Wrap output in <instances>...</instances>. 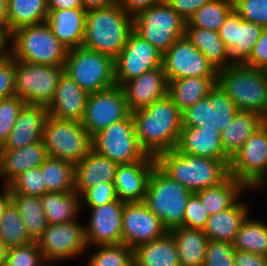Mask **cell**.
Instances as JSON below:
<instances>
[{"instance_id":"cell-14","label":"cell","mask_w":267,"mask_h":266,"mask_svg":"<svg viewBox=\"0 0 267 266\" xmlns=\"http://www.w3.org/2000/svg\"><path fill=\"white\" fill-rule=\"evenodd\" d=\"M238 111L216 83L207 97L182 112L183 127L217 128L221 132L233 121Z\"/></svg>"},{"instance_id":"cell-58","label":"cell","mask_w":267,"mask_h":266,"mask_svg":"<svg viewBox=\"0 0 267 266\" xmlns=\"http://www.w3.org/2000/svg\"><path fill=\"white\" fill-rule=\"evenodd\" d=\"M117 0H82V4L86 11L91 9H98L108 7L114 4Z\"/></svg>"},{"instance_id":"cell-17","label":"cell","mask_w":267,"mask_h":266,"mask_svg":"<svg viewBox=\"0 0 267 266\" xmlns=\"http://www.w3.org/2000/svg\"><path fill=\"white\" fill-rule=\"evenodd\" d=\"M162 67L169 80L186 77H217V70L184 36L163 54Z\"/></svg>"},{"instance_id":"cell-61","label":"cell","mask_w":267,"mask_h":266,"mask_svg":"<svg viewBox=\"0 0 267 266\" xmlns=\"http://www.w3.org/2000/svg\"><path fill=\"white\" fill-rule=\"evenodd\" d=\"M7 253L8 247L0 240V266L4 265Z\"/></svg>"},{"instance_id":"cell-13","label":"cell","mask_w":267,"mask_h":266,"mask_svg":"<svg viewBox=\"0 0 267 266\" xmlns=\"http://www.w3.org/2000/svg\"><path fill=\"white\" fill-rule=\"evenodd\" d=\"M36 243L43 258L50 266H57L58 262L74 259L88 250L84 225L80 221L61 224H48Z\"/></svg>"},{"instance_id":"cell-46","label":"cell","mask_w":267,"mask_h":266,"mask_svg":"<svg viewBox=\"0 0 267 266\" xmlns=\"http://www.w3.org/2000/svg\"><path fill=\"white\" fill-rule=\"evenodd\" d=\"M25 101L14 95L0 99V148L8 139Z\"/></svg>"},{"instance_id":"cell-1","label":"cell","mask_w":267,"mask_h":266,"mask_svg":"<svg viewBox=\"0 0 267 266\" xmlns=\"http://www.w3.org/2000/svg\"><path fill=\"white\" fill-rule=\"evenodd\" d=\"M142 149L152 157L176 148L183 127L182 111L166 95L131 113Z\"/></svg>"},{"instance_id":"cell-53","label":"cell","mask_w":267,"mask_h":266,"mask_svg":"<svg viewBox=\"0 0 267 266\" xmlns=\"http://www.w3.org/2000/svg\"><path fill=\"white\" fill-rule=\"evenodd\" d=\"M186 21L204 4L212 0H165Z\"/></svg>"},{"instance_id":"cell-21","label":"cell","mask_w":267,"mask_h":266,"mask_svg":"<svg viewBox=\"0 0 267 266\" xmlns=\"http://www.w3.org/2000/svg\"><path fill=\"white\" fill-rule=\"evenodd\" d=\"M156 165L155 157L150 155L140 161L119 164L114 179L117 198L125 203L143 202L149 177Z\"/></svg>"},{"instance_id":"cell-20","label":"cell","mask_w":267,"mask_h":266,"mask_svg":"<svg viewBox=\"0 0 267 266\" xmlns=\"http://www.w3.org/2000/svg\"><path fill=\"white\" fill-rule=\"evenodd\" d=\"M168 83L162 66L125 82L121 88L130 113L145 109L153 102L165 97L168 94Z\"/></svg>"},{"instance_id":"cell-35","label":"cell","mask_w":267,"mask_h":266,"mask_svg":"<svg viewBox=\"0 0 267 266\" xmlns=\"http://www.w3.org/2000/svg\"><path fill=\"white\" fill-rule=\"evenodd\" d=\"M245 190L249 191L242 182L230 175L219 185L200 190L195 194L200 198L207 213L212 215L232 207L240 200Z\"/></svg>"},{"instance_id":"cell-33","label":"cell","mask_w":267,"mask_h":266,"mask_svg":"<svg viewBox=\"0 0 267 266\" xmlns=\"http://www.w3.org/2000/svg\"><path fill=\"white\" fill-rule=\"evenodd\" d=\"M217 77H186L169 80L168 96L183 112L209 95L216 85Z\"/></svg>"},{"instance_id":"cell-7","label":"cell","mask_w":267,"mask_h":266,"mask_svg":"<svg viewBox=\"0 0 267 266\" xmlns=\"http://www.w3.org/2000/svg\"><path fill=\"white\" fill-rule=\"evenodd\" d=\"M64 73L89 94L116 85L114 58L83 46L68 49Z\"/></svg>"},{"instance_id":"cell-51","label":"cell","mask_w":267,"mask_h":266,"mask_svg":"<svg viewBox=\"0 0 267 266\" xmlns=\"http://www.w3.org/2000/svg\"><path fill=\"white\" fill-rule=\"evenodd\" d=\"M14 58H0V99L14 96Z\"/></svg>"},{"instance_id":"cell-8","label":"cell","mask_w":267,"mask_h":266,"mask_svg":"<svg viewBox=\"0 0 267 266\" xmlns=\"http://www.w3.org/2000/svg\"><path fill=\"white\" fill-rule=\"evenodd\" d=\"M42 140L49 157L79 163L92 150V136L79 121L47 116Z\"/></svg>"},{"instance_id":"cell-60","label":"cell","mask_w":267,"mask_h":266,"mask_svg":"<svg viewBox=\"0 0 267 266\" xmlns=\"http://www.w3.org/2000/svg\"><path fill=\"white\" fill-rule=\"evenodd\" d=\"M0 23H8L7 0H0Z\"/></svg>"},{"instance_id":"cell-27","label":"cell","mask_w":267,"mask_h":266,"mask_svg":"<svg viewBox=\"0 0 267 266\" xmlns=\"http://www.w3.org/2000/svg\"><path fill=\"white\" fill-rule=\"evenodd\" d=\"M119 164L93 149L75 164L74 191L81 195L86 189L105 182L114 183Z\"/></svg>"},{"instance_id":"cell-25","label":"cell","mask_w":267,"mask_h":266,"mask_svg":"<svg viewBox=\"0 0 267 266\" xmlns=\"http://www.w3.org/2000/svg\"><path fill=\"white\" fill-rule=\"evenodd\" d=\"M179 152L217 160H230L217 128L182 127L176 146Z\"/></svg>"},{"instance_id":"cell-62","label":"cell","mask_w":267,"mask_h":266,"mask_svg":"<svg viewBox=\"0 0 267 266\" xmlns=\"http://www.w3.org/2000/svg\"><path fill=\"white\" fill-rule=\"evenodd\" d=\"M264 70H265V73H266V76H267V66L264 68Z\"/></svg>"},{"instance_id":"cell-50","label":"cell","mask_w":267,"mask_h":266,"mask_svg":"<svg viewBox=\"0 0 267 266\" xmlns=\"http://www.w3.org/2000/svg\"><path fill=\"white\" fill-rule=\"evenodd\" d=\"M208 219L209 214L202 205L200 198L192 193L186 206L183 227L203 230Z\"/></svg>"},{"instance_id":"cell-36","label":"cell","mask_w":267,"mask_h":266,"mask_svg":"<svg viewBox=\"0 0 267 266\" xmlns=\"http://www.w3.org/2000/svg\"><path fill=\"white\" fill-rule=\"evenodd\" d=\"M80 199L75 191L45 193L40 200L47 223L61 224L78 220L76 218L82 210Z\"/></svg>"},{"instance_id":"cell-41","label":"cell","mask_w":267,"mask_h":266,"mask_svg":"<svg viewBox=\"0 0 267 266\" xmlns=\"http://www.w3.org/2000/svg\"><path fill=\"white\" fill-rule=\"evenodd\" d=\"M233 10V0H212L189 17L185 27H197L218 32Z\"/></svg>"},{"instance_id":"cell-28","label":"cell","mask_w":267,"mask_h":266,"mask_svg":"<svg viewBox=\"0 0 267 266\" xmlns=\"http://www.w3.org/2000/svg\"><path fill=\"white\" fill-rule=\"evenodd\" d=\"M48 11L46 23L56 38L68 49L81 47L87 11L84 8Z\"/></svg>"},{"instance_id":"cell-40","label":"cell","mask_w":267,"mask_h":266,"mask_svg":"<svg viewBox=\"0 0 267 266\" xmlns=\"http://www.w3.org/2000/svg\"><path fill=\"white\" fill-rule=\"evenodd\" d=\"M243 221L233 241L235 250L267 256V224L249 218Z\"/></svg>"},{"instance_id":"cell-3","label":"cell","mask_w":267,"mask_h":266,"mask_svg":"<svg viewBox=\"0 0 267 266\" xmlns=\"http://www.w3.org/2000/svg\"><path fill=\"white\" fill-rule=\"evenodd\" d=\"M132 31L133 17L116 1L108 7L87 11L82 46L115 59Z\"/></svg>"},{"instance_id":"cell-22","label":"cell","mask_w":267,"mask_h":266,"mask_svg":"<svg viewBox=\"0 0 267 266\" xmlns=\"http://www.w3.org/2000/svg\"><path fill=\"white\" fill-rule=\"evenodd\" d=\"M263 27L243 20L234 10L219 28L218 35L226 44L231 59L242 63L260 38Z\"/></svg>"},{"instance_id":"cell-37","label":"cell","mask_w":267,"mask_h":266,"mask_svg":"<svg viewBox=\"0 0 267 266\" xmlns=\"http://www.w3.org/2000/svg\"><path fill=\"white\" fill-rule=\"evenodd\" d=\"M7 8L11 33L25 26L45 23L49 13L47 0H7Z\"/></svg>"},{"instance_id":"cell-4","label":"cell","mask_w":267,"mask_h":266,"mask_svg":"<svg viewBox=\"0 0 267 266\" xmlns=\"http://www.w3.org/2000/svg\"><path fill=\"white\" fill-rule=\"evenodd\" d=\"M216 83L238 110L267 115V76L264 69L233 63L217 71Z\"/></svg>"},{"instance_id":"cell-19","label":"cell","mask_w":267,"mask_h":266,"mask_svg":"<svg viewBox=\"0 0 267 266\" xmlns=\"http://www.w3.org/2000/svg\"><path fill=\"white\" fill-rule=\"evenodd\" d=\"M167 230L161 220L144 202L124 203L122 216V243L132 247L156 240Z\"/></svg>"},{"instance_id":"cell-15","label":"cell","mask_w":267,"mask_h":266,"mask_svg":"<svg viewBox=\"0 0 267 266\" xmlns=\"http://www.w3.org/2000/svg\"><path fill=\"white\" fill-rule=\"evenodd\" d=\"M162 57L160 51L133 30L114 59L116 85L121 87L144 72L162 66Z\"/></svg>"},{"instance_id":"cell-16","label":"cell","mask_w":267,"mask_h":266,"mask_svg":"<svg viewBox=\"0 0 267 266\" xmlns=\"http://www.w3.org/2000/svg\"><path fill=\"white\" fill-rule=\"evenodd\" d=\"M130 114L122 88L115 85L89 94L81 123L93 136L112 123L126 119Z\"/></svg>"},{"instance_id":"cell-18","label":"cell","mask_w":267,"mask_h":266,"mask_svg":"<svg viewBox=\"0 0 267 266\" xmlns=\"http://www.w3.org/2000/svg\"><path fill=\"white\" fill-rule=\"evenodd\" d=\"M124 203L117 199L98 207L86 208L91 212L88 225H84L87 247L122 243Z\"/></svg>"},{"instance_id":"cell-23","label":"cell","mask_w":267,"mask_h":266,"mask_svg":"<svg viewBox=\"0 0 267 266\" xmlns=\"http://www.w3.org/2000/svg\"><path fill=\"white\" fill-rule=\"evenodd\" d=\"M47 116V106L25 103L0 150L19 149L41 141Z\"/></svg>"},{"instance_id":"cell-2","label":"cell","mask_w":267,"mask_h":266,"mask_svg":"<svg viewBox=\"0 0 267 266\" xmlns=\"http://www.w3.org/2000/svg\"><path fill=\"white\" fill-rule=\"evenodd\" d=\"M155 159L167 176L192 193L217 186L230 176V160L195 156L176 148L159 154Z\"/></svg>"},{"instance_id":"cell-34","label":"cell","mask_w":267,"mask_h":266,"mask_svg":"<svg viewBox=\"0 0 267 266\" xmlns=\"http://www.w3.org/2000/svg\"><path fill=\"white\" fill-rule=\"evenodd\" d=\"M169 232L177 247L180 266H203L209 241L203 230L182 226Z\"/></svg>"},{"instance_id":"cell-42","label":"cell","mask_w":267,"mask_h":266,"mask_svg":"<svg viewBox=\"0 0 267 266\" xmlns=\"http://www.w3.org/2000/svg\"><path fill=\"white\" fill-rule=\"evenodd\" d=\"M0 240L8 247L27 245L33 242L26 231L18 209L11 202L0 219Z\"/></svg>"},{"instance_id":"cell-45","label":"cell","mask_w":267,"mask_h":266,"mask_svg":"<svg viewBox=\"0 0 267 266\" xmlns=\"http://www.w3.org/2000/svg\"><path fill=\"white\" fill-rule=\"evenodd\" d=\"M3 266H50L43 258L36 241L30 244L8 248Z\"/></svg>"},{"instance_id":"cell-57","label":"cell","mask_w":267,"mask_h":266,"mask_svg":"<svg viewBox=\"0 0 267 266\" xmlns=\"http://www.w3.org/2000/svg\"><path fill=\"white\" fill-rule=\"evenodd\" d=\"M48 10L84 8L82 0H47Z\"/></svg>"},{"instance_id":"cell-6","label":"cell","mask_w":267,"mask_h":266,"mask_svg":"<svg viewBox=\"0 0 267 266\" xmlns=\"http://www.w3.org/2000/svg\"><path fill=\"white\" fill-rule=\"evenodd\" d=\"M192 192L167 176L157 165L147 185L144 203L161 220L167 231L182 227L188 199Z\"/></svg>"},{"instance_id":"cell-47","label":"cell","mask_w":267,"mask_h":266,"mask_svg":"<svg viewBox=\"0 0 267 266\" xmlns=\"http://www.w3.org/2000/svg\"><path fill=\"white\" fill-rule=\"evenodd\" d=\"M233 4L243 20L267 27V0H233Z\"/></svg>"},{"instance_id":"cell-56","label":"cell","mask_w":267,"mask_h":266,"mask_svg":"<svg viewBox=\"0 0 267 266\" xmlns=\"http://www.w3.org/2000/svg\"><path fill=\"white\" fill-rule=\"evenodd\" d=\"M11 38L12 33L8 28V23H0V58L10 55Z\"/></svg>"},{"instance_id":"cell-10","label":"cell","mask_w":267,"mask_h":266,"mask_svg":"<svg viewBox=\"0 0 267 266\" xmlns=\"http://www.w3.org/2000/svg\"><path fill=\"white\" fill-rule=\"evenodd\" d=\"M64 66L31 64L14 59V92L27 104L48 106L53 100Z\"/></svg>"},{"instance_id":"cell-26","label":"cell","mask_w":267,"mask_h":266,"mask_svg":"<svg viewBox=\"0 0 267 266\" xmlns=\"http://www.w3.org/2000/svg\"><path fill=\"white\" fill-rule=\"evenodd\" d=\"M48 157L43 140L19 149L0 150V178L3 179V185H9L27 170L40 167Z\"/></svg>"},{"instance_id":"cell-55","label":"cell","mask_w":267,"mask_h":266,"mask_svg":"<svg viewBox=\"0 0 267 266\" xmlns=\"http://www.w3.org/2000/svg\"><path fill=\"white\" fill-rule=\"evenodd\" d=\"M120 7L130 16L134 17L141 11L165 0H117Z\"/></svg>"},{"instance_id":"cell-9","label":"cell","mask_w":267,"mask_h":266,"mask_svg":"<svg viewBox=\"0 0 267 266\" xmlns=\"http://www.w3.org/2000/svg\"><path fill=\"white\" fill-rule=\"evenodd\" d=\"M186 20L166 1L153 5L133 17V30L164 54L185 35Z\"/></svg>"},{"instance_id":"cell-29","label":"cell","mask_w":267,"mask_h":266,"mask_svg":"<svg viewBox=\"0 0 267 266\" xmlns=\"http://www.w3.org/2000/svg\"><path fill=\"white\" fill-rule=\"evenodd\" d=\"M249 205L239 200L229 209L209 215L203 232L209 240L233 243L243 221L250 215Z\"/></svg>"},{"instance_id":"cell-43","label":"cell","mask_w":267,"mask_h":266,"mask_svg":"<svg viewBox=\"0 0 267 266\" xmlns=\"http://www.w3.org/2000/svg\"><path fill=\"white\" fill-rule=\"evenodd\" d=\"M87 266H134V249L126 244L98 245Z\"/></svg>"},{"instance_id":"cell-49","label":"cell","mask_w":267,"mask_h":266,"mask_svg":"<svg viewBox=\"0 0 267 266\" xmlns=\"http://www.w3.org/2000/svg\"><path fill=\"white\" fill-rule=\"evenodd\" d=\"M80 198L81 208L98 207L118 199L114 183L108 182L86 189Z\"/></svg>"},{"instance_id":"cell-54","label":"cell","mask_w":267,"mask_h":266,"mask_svg":"<svg viewBox=\"0 0 267 266\" xmlns=\"http://www.w3.org/2000/svg\"><path fill=\"white\" fill-rule=\"evenodd\" d=\"M234 266H267V256L235 250Z\"/></svg>"},{"instance_id":"cell-12","label":"cell","mask_w":267,"mask_h":266,"mask_svg":"<svg viewBox=\"0 0 267 266\" xmlns=\"http://www.w3.org/2000/svg\"><path fill=\"white\" fill-rule=\"evenodd\" d=\"M229 174L249 190L265 186L267 182V126L265 124L230 158Z\"/></svg>"},{"instance_id":"cell-5","label":"cell","mask_w":267,"mask_h":266,"mask_svg":"<svg viewBox=\"0 0 267 266\" xmlns=\"http://www.w3.org/2000/svg\"><path fill=\"white\" fill-rule=\"evenodd\" d=\"M68 48L53 34L50 26H25L12 32L11 53L15 60L31 64L64 66Z\"/></svg>"},{"instance_id":"cell-59","label":"cell","mask_w":267,"mask_h":266,"mask_svg":"<svg viewBox=\"0 0 267 266\" xmlns=\"http://www.w3.org/2000/svg\"><path fill=\"white\" fill-rule=\"evenodd\" d=\"M3 192L0 194V219L5 209L11 203V192L9 185H3Z\"/></svg>"},{"instance_id":"cell-38","label":"cell","mask_w":267,"mask_h":266,"mask_svg":"<svg viewBox=\"0 0 267 266\" xmlns=\"http://www.w3.org/2000/svg\"><path fill=\"white\" fill-rule=\"evenodd\" d=\"M11 202L18 209L28 235L37 241L48 226L40 197L11 194Z\"/></svg>"},{"instance_id":"cell-32","label":"cell","mask_w":267,"mask_h":266,"mask_svg":"<svg viewBox=\"0 0 267 266\" xmlns=\"http://www.w3.org/2000/svg\"><path fill=\"white\" fill-rule=\"evenodd\" d=\"M218 71L235 63L218 32L197 27H185L184 35Z\"/></svg>"},{"instance_id":"cell-11","label":"cell","mask_w":267,"mask_h":266,"mask_svg":"<svg viewBox=\"0 0 267 266\" xmlns=\"http://www.w3.org/2000/svg\"><path fill=\"white\" fill-rule=\"evenodd\" d=\"M92 149L117 164L133 163L147 156L139 144L131 114L94 134Z\"/></svg>"},{"instance_id":"cell-30","label":"cell","mask_w":267,"mask_h":266,"mask_svg":"<svg viewBox=\"0 0 267 266\" xmlns=\"http://www.w3.org/2000/svg\"><path fill=\"white\" fill-rule=\"evenodd\" d=\"M134 266H180L173 235L167 231L162 237L135 247Z\"/></svg>"},{"instance_id":"cell-52","label":"cell","mask_w":267,"mask_h":266,"mask_svg":"<svg viewBox=\"0 0 267 266\" xmlns=\"http://www.w3.org/2000/svg\"><path fill=\"white\" fill-rule=\"evenodd\" d=\"M242 63L260 69L267 66V27L263 28L260 38L255 43L250 55Z\"/></svg>"},{"instance_id":"cell-39","label":"cell","mask_w":267,"mask_h":266,"mask_svg":"<svg viewBox=\"0 0 267 266\" xmlns=\"http://www.w3.org/2000/svg\"><path fill=\"white\" fill-rule=\"evenodd\" d=\"M43 175V185L48 192L74 191L75 165L48 157L40 166Z\"/></svg>"},{"instance_id":"cell-48","label":"cell","mask_w":267,"mask_h":266,"mask_svg":"<svg viewBox=\"0 0 267 266\" xmlns=\"http://www.w3.org/2000/svg\"><path fill=\"white\" fill-rule=\"evenodd\" d=\"M234 254L232 243L209 240L203 266H234Z\"/></svg>"},{"instance_id":"cell-44","label":"cell","mask_w":267,"mask_h":266,"mask_svg":"<svg viewBox=\"0 0 267 266\" xmlns=\"http://www.w3.org/2000/svg\"><path fill=\"white\" fill-rule=\"evenodd\" d=\"M11 194H24L41 197L48 191L43 185V175L40 167L32 168L16 177L10 184Z\"/></svg>"},{"instance_id":"cell-31","label":"cell","mask_w":267,"mask_h":266,"mask_svg":"<svg viewBox=\"0 0 267 266\" xmlns=\"http://www.w3.org/2000/svg\"><path fill=\"white\" fill-rule=\"evenodd\" d=\"M264 117L253 111L239 110L233 121L221 131L224 152L231 158L261 126Z\"/></svg>"},{"instance_id":"cell-24","label":"cell","mask_w":267,"mask_h":266,"mask_svg":"<svg viewBox=\"0 0 267 266\" xmlns=\"http://www.w3.org/2000/svg\"><path fill=\"white\" fill-rule=\"evenodd\" d=\"M89 93L63 73L53 100L47 106L48 115L60 120L79 121L84 117Z\"/></svg>"}]
</instances>
